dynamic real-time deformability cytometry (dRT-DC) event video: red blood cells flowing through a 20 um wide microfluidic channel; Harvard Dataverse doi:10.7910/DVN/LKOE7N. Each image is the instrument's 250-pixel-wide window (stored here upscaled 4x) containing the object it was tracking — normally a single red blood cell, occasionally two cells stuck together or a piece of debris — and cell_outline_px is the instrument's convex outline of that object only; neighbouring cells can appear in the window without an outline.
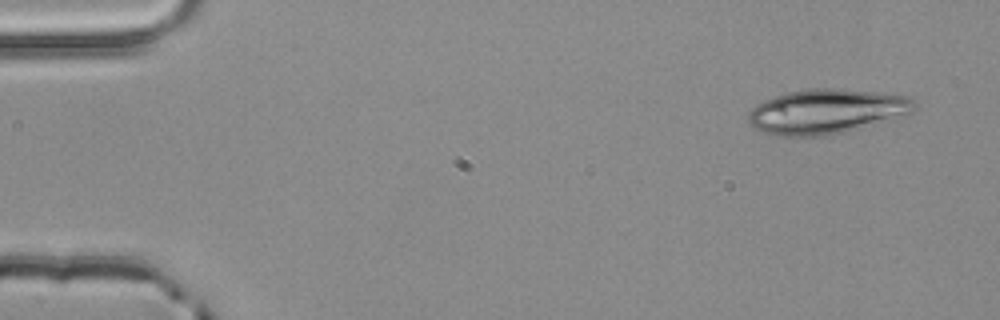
{"species": "common noctule bat (a hibernating species)", "species_latin": "Nyctalus noctula", "temperature_condition": "room temperature", "stored_images_in_passage": 4, "camera_frame_rate_fps": 3000, "um_per_image_px": 0.085, "animal": {"sex": "male", "body_mass_g": 20.4}, "frame": {"image": 1, "passage_image": 1, "time_ms": 0.0, "image_size_px": [1000, 320], "cell_outline_px": [[916, 108], [912, 112], [844, 132], [828, 136], [784, 136], [764, 132], [752, 128], [748, 124], [748, 112], [756, 104], [764, 100], [788, 92], [808, 88], [840, 88], [876, 92], [904, 96], [912, 100], [916, 104]], "centroid_in_image_um": [70.17, 9.47], "position_along_channel_um": 14.8, "area_um2": 42.95}}